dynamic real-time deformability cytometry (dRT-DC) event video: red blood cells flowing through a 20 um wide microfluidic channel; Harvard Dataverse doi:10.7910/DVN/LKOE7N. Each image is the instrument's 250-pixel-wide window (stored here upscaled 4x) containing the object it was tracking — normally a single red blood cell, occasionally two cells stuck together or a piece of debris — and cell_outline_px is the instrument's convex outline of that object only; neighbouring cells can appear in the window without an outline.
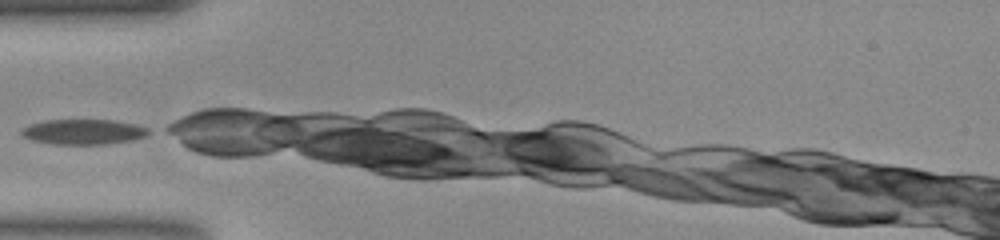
{"species": "common noctule bat (a hibernating species)", "species_latin": "Nyctalus noctula", "temperature_condition": "room temperature", "stored_images_in_passage": 20, "camera_frame_rate_fps": 3000, "um_per_image_px": 0.085, "animal": {"sex": "female", "body_mass_g": 23.0, "forearm_length_mm": 53.4}, "frame": {"image": 1, "passage_image": 1, "time_ms": 0.0, "image_size_px": [1000, 240], "cell_outline_px": [[152, 132], [144, 136], [132, 140], [108, 144], [52, 144], [32, 140], [24, 136], [20, 132], [24, 128], [32, 124], [44, 120], [112, 120], [136, 124], [148, 128]], "centroid_in_image_um": [7.13, 11.21], "position_along_channel_um": 77.9, "area_um2": 18.55}}